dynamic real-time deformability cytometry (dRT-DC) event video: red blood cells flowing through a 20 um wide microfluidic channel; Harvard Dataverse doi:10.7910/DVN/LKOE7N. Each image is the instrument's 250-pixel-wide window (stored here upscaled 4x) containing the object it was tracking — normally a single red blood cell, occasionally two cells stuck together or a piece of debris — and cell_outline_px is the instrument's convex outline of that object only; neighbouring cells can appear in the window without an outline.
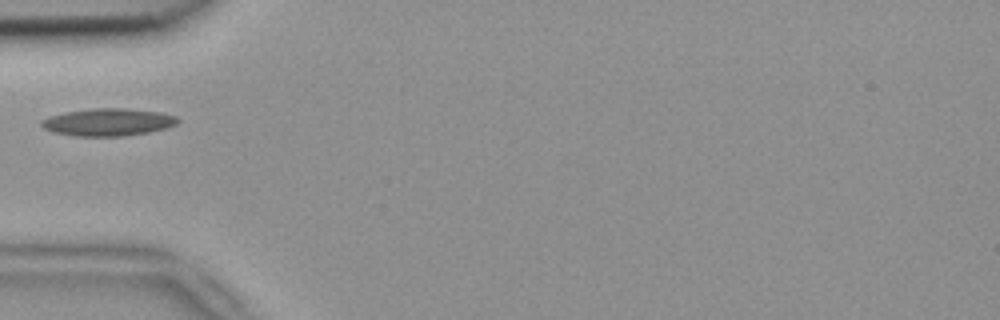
{"species": "common noctule bat (a hibernating species)", "species_latin": "Nyctalus noctula", "temperature_condition": "room temperature", "stored_images_in_passage": 4, "camera_frame_rate_fps": 3000, "um_per_image_px": 0.085, "animal": {"sex": "female", "body_mass_g": 18.4}, "frame": {"image": 1, "passage_image": 4, "time_ms": 1.0, "image_size_px": [1000, 320], "cell_outline_px": [[180, 120], [176, 124], [164, 128], [148, 132], [120, 136], [76, 136], [52, 132], [44, 128], [40, 124], [40, 120], [64, 112], [92, 108], [128, 108], [160, 112], [176, 116]], "centroid_in_image_um": [9.17, 10.37], "position_along_channel_um": 75.8, "area_um2": 21.73}}